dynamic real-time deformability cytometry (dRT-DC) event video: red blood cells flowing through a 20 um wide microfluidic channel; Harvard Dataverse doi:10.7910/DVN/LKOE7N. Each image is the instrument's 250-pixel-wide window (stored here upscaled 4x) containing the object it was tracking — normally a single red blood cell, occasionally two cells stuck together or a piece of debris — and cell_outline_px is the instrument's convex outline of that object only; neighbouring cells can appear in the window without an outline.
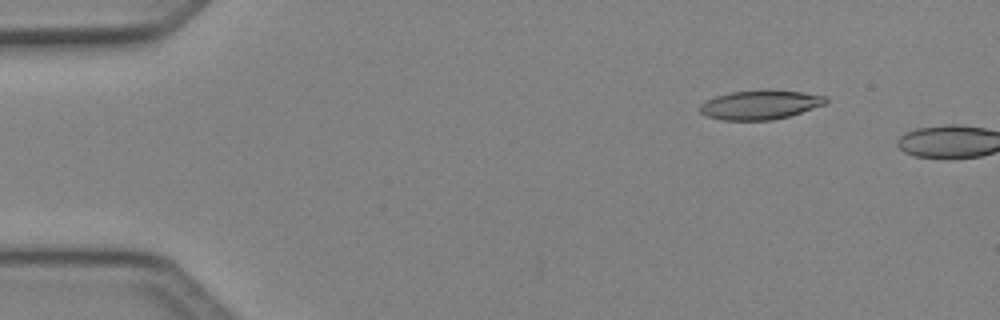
{"species": "Egyptian fruit bat (a non-hibernating species)", "species_latin": "Rousettus aegyptiacus", "temperature_condition": "cold", "stored_images_in_passage": 3, "camera_frame_rate_fps": 3000, "um_per_image_px": 0.085, "animal": {"sex": "female"}, "frame": {"image": 1, "passage_image": 2, "time_ms": 0.333, "image_size_px": [1000, 320], "cell_outline_px": [[828, 100], [824, 104], [788, 116], [772, 120], [724, 120], [704, 116], [700, 112], [700, 104], [716, 96], [732, 92], [764, 88], [768, 88], [804, 92], [828, 96]], "centroid_in_image_um": [64.62, 8.88], "position_along_channel_um": 20.4, "area_um2": 21.68}}